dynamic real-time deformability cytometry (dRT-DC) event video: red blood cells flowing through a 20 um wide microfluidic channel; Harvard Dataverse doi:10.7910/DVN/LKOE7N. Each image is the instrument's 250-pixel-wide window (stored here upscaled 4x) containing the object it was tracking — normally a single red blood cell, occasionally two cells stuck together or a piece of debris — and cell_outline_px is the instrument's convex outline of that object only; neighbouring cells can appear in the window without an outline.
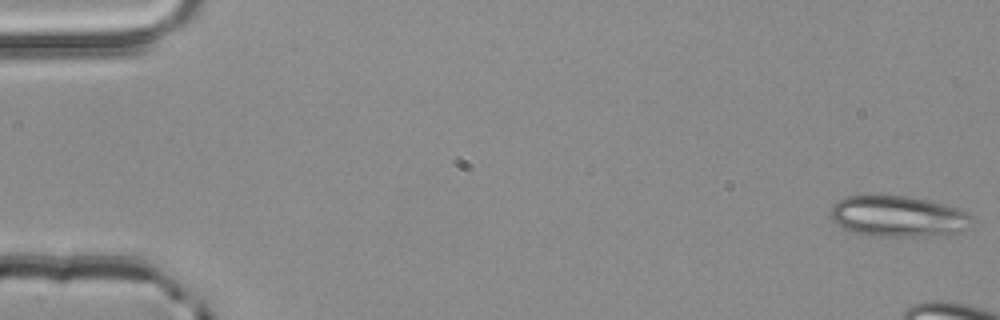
{"species": "common noctule bat (a hibernating species)", "species_latin": "Nyctalus noctula", "temperature_condition": "room temperature", "stored_images_in_passage": 10, "camera_frame_rate_fps": 3000, "um_per_image_px": 0.085, "animal": {"sex": "male", "body_mass_g": 20.4}, "frame": {"image": 1, "passage_image": 1, "time_ms": 0.0, "image_size_px": [1000, 320], "cell_outline_px": [[972, 220], [964, 228], [956, 232], [924, 236], [872, 236], [856, 232], [844, 228], [836, 224], [828, 216], [832, 208], [844, 196], [872, 192], [908, 196], [928, 200], [944, 204], [956, 208], [964, 212]], "centroid_in_image_um": [76.21, 18.33], "position_along_channel_um": 8.8, "area_um2": 33.99}}